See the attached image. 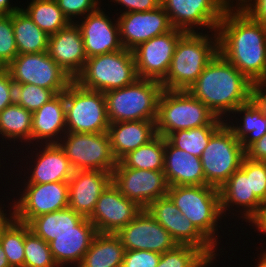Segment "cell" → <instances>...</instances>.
<instances>
[{
	"label": "cell",
	"mask_w": 266,
	"mask_h": 267,
	"mask_svg": "<svg viewBox=\"0 0 266 267\" xmlns=\"http://www.w3.org/2000/svg\"><path fill=\"white\" fill-rule=\"evenodd\" d=\"M218 52L256 86L266 83V26L240 7H229L219 22Z\"/></svg>",
	"instance_id": "obj_1"
},
{
	"label": "cell",
	"mask_w": 266,
	"mask_h": 267,
	"mask_svg": "<svg viewBox=\"0 0 266 267\" xmlns=\"http://www.w3.org/2000/svg\"><path fill=\"white\" fill-rule=\"evenodd\" d=\"M255 86L218 52L187 91L225 121L252 99Z\"/></svg>",
	"instance_id": "obj_2"
},
{
	"label": "cell",
	"mask_w": 266,
	"mask_h": 267,
	"mask_svg": "<svg viewBox=\"0 0 266 267\" xmlns=\"http://www.w3.org/2000/svg\"><path fill=\"white\" fill-rule=\"evenodd\" d=\"M218 53L216 31L186 32L178 40L166 77L165 90H188Z\"/></svg>",
	"instance_id": "obj_3"
},
{
	"label": "cell",
	"mask_w": 266,
	"mask_h": 267,
	"mask_svg": "<svg viewBox=\"0 0 266 267\" xmlns=\"http://www.w3.org/2000/svg\"><path fill=\"white\" fill-rule=\"evenodd\" d=\"M167 196L196 228L220 251L223 250L219 236L226 218L221 212L219 189L210 185L172 186ZM224 221H221V220ZM219 244V245H218ZM219 247V248H218Z\"/></svg>",
	"instance_id": "obj_4"
},
{
	"label": "cell",
	"mask_w": 266,
	"mask_h": 267,
	"mask_svg": "<svg viewBox=\"0 0 266 267\" xmlns=\"http://www.w3.org/2000/svg\"><path fill=\"white\" fill-rule=\"evenodd\" d=\"M160 81L138 78L123 88L104 93L109 123L122 121H156Z\"/></svg>",
	"instance_id": "obj_5"
},
{
	"label": "cell",
	"mask_w": 266,
	"mask_h": 267,
	"mask_svg": "<svg viewBox=\"0 0 266 267\" xmlns=\"http://www.w3.org/2000/svg\"><path fill=\"white\" fill-rule=\"evenodd\" d=\"M138 78L133 53L123 48L87 58L74 81L82 88L105 93L126 87Z\"/></svg>",
	"instance_id": "obj_6"
},
{
	"label": "cell",
	"mask_w": 266,
	"mask_h": 267,
	"mask_svg": "<svg viewBox=\"0 0 266 267\" xmlns=\"http://www.w3.org/2000/svg\"><path fill=\"white\" fill-rule=\"evenodd\" d=\"M216 116L187 90L163 89L156 118V134L167 137L179 130L209 125Z\"/></svg>",
	"instance_id": "obj_7"
},
{
	"label": "cell",
	"mask_w": 266,
	"mask_h": 267,
	"mask_svg": "<svg viewBox=\"0 0 266 267\" xmlns=\"http://www.w3.org/2000/svg\"><path fill=\"white\" fill-rule=\"evenodd\" d=\"M66 129L72 133L108 131L104 93L82 88L73 81L65 91Z\"/></svg>",
	"instance_id": "obj_8"
},
{
	"label": "cell",
	"mask_w": 266,
	"mask_h": 267,
	"mask_svg": "<svg viewBox=\"0 0 266 267\" xmlns=\"http://www.w3.org/2000/svg\"><path fill=\"white\" fill-rule=\"evenodd\" d=\"M245 150L225 122L210 138L200 156L205 185L220 188L240 168Z\"/></svg>",
	"instance_id": "obj_9"
},
{
	"label": "cell",
	"mask_w": 266,
	"mask_h": 267,
	"mask_svg": "<svg viewBox=\"0 0 266 267\" xmlns=\"http://www.w3.org/2000/svg\"><path fill=\"white\" fill-rule=\"evenodd\" d=\"M74 171L99 170L113 172L117 166L109 135L104 133L67 132L59 141Z\"/></svg>",
	"instance_id": "obj_10"
},
{
	"label": "cell",
	"mask_w": 266,
	"mask_h": 267,
	"mask_svg": "<svg viewBox=\"0 0 266 267\" xmlns=\"http://www.w3.org/2000/svg\"><path fill=\"white\" fill-rule=\"evenodd\" d=\"M37 147L40 149H38ZM24 148L26 151H28V149L30 150L28 152L26 151L24 152V149L22 147L21 154L24 155L23 153H25V156H21L20 154V157L22 160L17 159L16 161V159H14L15 160L14 163H15V166H17L19 169L20 167L16 165V163L18 164L19 162L24 161L26 158L27 161L25 160V162L27 166L25 164L24 166L26 167L27 174L24 172V175H23L22 171L14 170L16 172H19L17 173L18 175H15L16 176L15 180H18V179L19 180L21 179L20 181L23 180V182L15 181L16 182L15 184L17 183L46 184V183H52V182H68L69 179L72 177L74 170L69 162V159L66 157L64 150L59 146V144H40V145L34 144V145H29L27 148L26 146H24ZM26 153L28 154L27 156H26ZM20 174H22L23 178L24 177L25 178L24 179L22 177L17 178V176H19Z\"/></svg>",
	"instance_id": "obj_11"
},
{
	"label": "cell",
	"mask_w": 266,
	"mask_h": 267,
	"mask_svg": "<svg viewBox=\"0 0 266 267\" xmlns=\"http://www.w3.org/2000/svg\"><path fill=\"white\" fill-rule=\"evenodd\" d=\"M14 84H33L53 90L56 94L66 91L74 81L48 54H18L7 66Z\"/></svg>",
	"instance_id": "obj_12"
},
{
	"label": "cell",
	"mask_w": 266,
	"mask_h": 267,
	"mask_svg": "<svg viewBox=\"0 0 266 267\" xmlns=\"http://www.w3.org/2000/svg\"><path fill=\"white\" fill-rule=\"evenodd\" d=\"M18 185L22 188L16 189L17 194L15 189L10 191L13 197L18 195L11 203L14 219L21 223L28 224L35 217L68 207V182Z\"/></svg>",
	"instance_id": "obj_13"
},
{
	"label": "cell",
	"mask_w": 266,
	"mask_h": 267,
	"mask_svg": "<svg viewBox=\"0 0 266 267\" xmlns=\"http://www.w3.org/2000/svg\"><path fill=\"white\" fill-rule=\"evenodd\" d=\"M161 6L173 28L185 33L216 31L229 8L223 0H161Z\"/></svg>",
	"instance_id": "obj_14"
},
{
	"label": "cell",
	"mask_w": 266,
	"mask_h": 267,
	"mask_svg": "<svg viewBox=\"0 0 266 267\" xmlns=\"http://www.w3.org/2000/svg\"><path fill=\"white\" fill-rule=\"evenodd\" d=\"M145 209L170 233L178 245H190L199 248L213 262L219 259L220 253L224 252H220L188 218L181 214L168 196L156 199Z\"/></svg>",
	"instance_id": "obj_15"
},
{
	"label": "cell",
	"mask_w": 266,
	"mask_h": 267,
	"mask_svg": "<svg viewBox=\"0 0 266 267\" xmlns=\"http://www.w3.org/2000/svg\"><path fill=\"white\" fill-rule=\"evenodd\" d=\"M112 183L143 209L156 199L167 196L170 187L164 171L127 168L120 161L113 169Z\"/></svg>",
	"instance_id": "obj_16"
},
{
	"label": "cell",
	"mask_w": 266,
	"mask_h": 267,
	"mask_svg": "<svg viewBox=\"0 0 266 267\" xmlns=\"http://www.w3.org/2000/svg\"><path fill=\"white\" fill-rule=\"evenodd\" d=\"M184 33L182 30L173 28L133 49L138 77L161 82L170 68L176 44Z\"/></svg>",
	"instance_id": "obj_17"
},
{
	"label": "cell",
	"mask_w": 266,
	"mask_h": 267,
	"mask_svg": "<svg viewBox=\"0 0 266 267\" xmlns=\"http://www.w3.org/2000/svg\"><path fill=\"white\" fill-rule=\"evenodd\" d=\"M116 235L125 250H147L161 254L177 245L170 233L146 209H142Z\"/></svg>",
	"instance_id": "obj_18"
},
{
	"label": "cell",
	"mask_w": 266,
	"mask_h": 267,
	"mask_svg": "<svg viewBox=\"0 0 266 267\" xmlns=\"http://www.w3.org/2000/svg\"><path fill=\"white\" fill-rule=\"evenodd\" d=\"M135 201L125 197L111 182L97 200L89 221L99 233L116 234L141 211Z\"/></svg>",
	"instance_id": "obj_19"
},
{
	"label": "cell",
	"mask_w": 266,
	"mask_h": 267,
	"mask_svg": "<svg viewBox=\"0 0 266 267\" xmlns=\"http://www.w3.org/2000/svg\"><path fill=\"white\" fill-rule=\"evenodd\" d=\"M117 13L115 14L122 46L130 51L145 41L173 29L169 16L162 6L147 12H127L120 15Z\"/></svg>",
	"instance_id": "obj_20"
},
{
	"label": "cell",
	"mask_w": 266,
	"mask_h": 267,
	"mask_svg": "<svg viewBox=\"0 0 266 267\" xmlns=\"http://www.w3.org/2000/svg\"><path fill=\"white\" fill-rule=\"evenodd\" d=\"M101 7L75 22L81 31L87 58L123 49L117 18L109 17Z\"/></svg>",
	"instance_id": "obj_21"
},
{
	"label": "cell",
	"mask_w": 266,
	"mask_h": 267,
	"mask_svg": "<svg viewBox=\"0 0 266 267\" xmlns=\"http://www.w3.org/2000/svg\"><path fill=\"white\" fill-rule=\"evenodd\" d=\"M219 194L222 215L228 220L227 216L233 218L238 214L237 218L248 224L265 207L254 192H251L250 176H246L240 168L219 188Z\"/></svg>",
	"instance_id": "obj_22"
},
{
	"label": "cell",
	"mask_w": 266,
	"mask_h": 267,
	"mask_svg": "<svg viewBox=\"0 0 266 267\" xmlns=\"http://www.w3.org/2000/svg\"><path fill=\"white\" fill-rule=\"evenodd\" d=\"M112 182V173L99 170H76L68 181V207L89 218L97 200Z\"/></svg>",
	"instance_id": "obj_23"
},
{
	"label": "cell",
	"mask_w": 266,
	"mask_h": 267,
	"mask_svg": "<svg viewBox=\"0 0 266 267\" xmlns=\"http://www.w3.org/2000/svg\"><path fill=\"white\" fill-rule=\"evenodd\" d=\"M47 52L74 80L87 60L81 31L76 23H70L66 28L50 35Z\"/></svg>",
	"instance_id": "obj_24"
},
{
	"label": "cell",
	"mask_w": 266,
	"mask_h": 267,
	"mask_svg": "<svg viewBox=\"0 0 266 267\" xmlns=\"http://www.w3.org/2000/svg\"><path fill=\"white\" fill-rule=\"evenodd\" d=\"M97 233L94 225L85 217L75 230L55 235L49 245L58 267H78Z\"/></svg>",
	"instance_id": "obj_25"
},
{
	"label": "cell",
	"mask_w": 266,
	"mask_h": 267,
	"mask_svg": "<svg viewBox=\"0 0 266 267\" xmlns=\"http://www.w3.org/2000/svg\"><path fill=\"white\" fill-rule=\"evenodd\" d=\"M66 133L64 91L32 113V145L58 144Z\"/></svg>",
	"instance_id": "obj_26"
},
{
	"label": "cell",
	"mask_w": 266,
	"mask_h": 267,
	"mask_svg": "<svg viewBox=\"0 0 266 267\" xmlns=\"http://www.w3.org/2000/svg\"><path fill=\"white\" fill-rule=\"evenodd\" d=\"M164 173L170 187L205 185L201 159L174 147L165 138Z\"/></svg>",
	"instance_id": "obj_27"
},
{
	"label": "cell",
	"mask_w": 266,
	"mask_h": 267,
	"mask_svg": "<svg viewBox=\"0 0 266 267\" xmlns=\"http://www.w3.org/2000/svg\"><path fill=\"white\" fill-rule=\"evenodd\" d=\"M156 121H122L109 124L112 153L120 161L129 152L147 144L156 134Z\"/></svg>",
	"instance_id": "obj_28"
},
{
	"label": "cell",
	"mask_w": 266,
	"mask_h": 267,
	"mask_svg": "<svg viewBox=\"0 0 266 267\" xmlns=\"http://www.w3.org/2000/svg\"><path fill=\"white\" fill-rule=\"evenodd\" d=\"M0 137L2 138L0 141L1 143H5L8 148V146H11V148L14 149L12 146H16L14 150H12L10 153L15 154L21 153L20 147L32 145V112L26 110L21 105H18L16 103H13L9 106H7L2 112H0ZM5 141V142H2ZM21 146L17 148L18 143ZM15 143H17L15 145ZM25 144V145H24ZM23 145V146H22ZM18 149L20 151H18ZM17 152H16V151Z\"/></svg>",
	"instance_id": "obj_29"
},
{
	"label": "cell",
	"mask_w": 266,
	"mask_h": 267,
	"mask_svg": "<svg viewBox=\"0 0 266 267\" xmlns=\"http://www.w3.org/2000/svg\"><path fill=\"white\" fill-rule=\"evenodd\" d=\"M232 114L225 122L232 129L236 138L241 141L244 150L266 134V122L262 109L253 99L240 105Z\"/></svg>",
	"instance_id": "obj_30"
},
{
	"label": "cell",
	"mask_w": 266,
	"mask_h": 267,
	"mask_svg": "<svg viewBox=\"0 0 266 267\" xmlns=\"http://www.w3.org/2000/svg\"><path fill=\"white\" fill-rule=\"evenodd\" d=\"M124 254L116 234L98 232L78 267H121Z\"/></svg>",
	"instance_id": "obj_31"
},
{
	"label": "cell",
	"mask_w": 266,
	"mask_h": 267,
	"mask_svg": "<svg viewBox=\"0 0 266 267\" xmlns=\"http://www.w3.org/2000/svg\"><path fill=\"white\" fill-rule=\"evenodd\" d=\"M12 25L18 54L48 51L50 36L22 8L12 13Z\"/></svg>",
	"instance_id": "obj_32"
},
{
	"label": "cell",
	"mask_w": 266,
	"mask_h": 267,
	"mask_svg": "<svg viewBox=\"0 0 266 267\" xmlns=\"http://www.w3.org/2000/svg\"><path fill=\"white\" fill-rule=\"evenodd\" d=\"M85 217L76 213L70 207L50 212L33 218L29 223L30 230L48 244L55 239V235L64 231H73Z\"/></svg>",
	"instance_id": "obj_33"
},
{
	"label": "cell",
	"mask_w": 266,
	"mask_h": 267,
	"mask_svg": "<svg viewBox=\"0 0 266 267\" xmlns=\"http://www.w3.org/2000/svg\"><path fill=\"white\" fill-rule=\"evenodd\" d=\"M21 8L29 15L32 21L49 36L66 28L71 22L63 14L56 0H30Z\"/></svg>",
	"instance_id": "obj_34"
},
{
	"label": "cell",
	"mask_w": 266,
	"mask_h": 267,
	"mask_svg": "<svg viewBox=\"0 0 266 267\" xmlns=\"http://www.w3.org/2000/svg\"><path fill=\"white\" fill-rule=\"evenodd\" d=\"M165 137L156 135L147 144L129 152L120 162L127 168L140 170H164Z\"/></svg>",
	"instance_id": "obj_35"
},
{
	"label": "cell",
	"mask_w": 266,
	"mask_h": 267,
	"mask_svg": "<svg viewBox=\"0 0 266 267\" xmlns=\"http://www.w3.org/2000/svg\"><path fill=\"white\" fill-rule=\"evenodd\" d=\"M225 123L215 118L209 125L189 130H179L169 134L166 139L176 148L196 157L201 156L212 135Z\"/></svg>",
	"instance_id": "obj_36"
},
{
	"label": "cell",
	"mask_w": 266,
	"mask_h": 267,
	"mask_svg": "<svg viewBox=\"0 0 266 267\" xmlns=\"http://www.w3.org/2000/svg\"><path fill=\"white\" fill-rule=\"evenodd\" d=\"M214 262L199 248L176 245L161 253L157 267H211Z\"/></svg>",
	"instance_id": "obj_37"
},
{
	"label": "cell",
	"mask_w": 266,
	"mask_h": 267,
	"mask_svg": "<svg viewBox=\"0 0 266 267\" xmlns=\"http://www.w3.org/2000/svg\"><path fill=\"white\" fill-rule=\"evenodd\" d=\"M25 223L13 219L2 231L0 244L11 267H24Z\"/></svg>",
	"instance_id": "obj_38"
},
{
	"label": "cell",
	"mask_w": 266,
	"mask_h": 267,
	"mask_svg": "<svg viewBox=\"0 0 266 267\" xmlns=\"http://www.w3.org/2000/svg\"><path fill=\"white\" fill-rule=\"evenodd\" d=\"M24 267H58L50 245L25 224Z\"/></svg>",
	"instance_id": "obj_39"
},
{
	"label": "cell",
	"mask_w": 266,
	"mask_h": 267,
	"mask_svg": "<svg viewBox=\"0 0 266 267\" xmlns=\"http://www.w3.org/2000/svg\"><path fill=\"white\" fill-rule=\"evenodd\" d=\"M57 94L33 84H15L14 103L21 105L32 113L53 99Z\"/></svg>",
	"instance_id": "obj_40"
},
{
	"label": "cell",
	"mask_w": 266,
	"mask_h": 267,
	"mask_svg": "<svg viewBox=\"0 0 266 267\" xmlns=\"http://www.w3.org/2000/svg\"><path fill=\"white\" fill-rule=\"evenodd\" d=\"M240 169L250 176L251 192L266 206V162L244 157Z\"/></svg>",
	"instance_id": "obj_41"
},
{
	"label": "cell",
	"mask_w": 266,
	"mask_h": 267,
	"mask_svg": "<svg viewBox=\"0 0 266 267\" xmlns=\"http://www.w3.org/2000/svg\"><path fill=\"white\" fill-rule=\"evenodd\" d=\"M17 55L12 14L0 16V60L8 66Z\"/></svg>",
	"instance_id": "obj_42"
},
{
	"label": "cell",
	"mask_w": 266,
	"mask_h": 267,
	"mask_svg": "<svg viewBox=\"0 0 266 267\" xmlns=\"http://www.w3.org/2000/svg\"><path fill=\"white\" fill-rule=\"evenodd\" d=\"M63 14L71 23L85 17L87 14L94 12L104 0H56ZM77 19V20H76Z\"/></svg>",
	"instance_id": "obj_43"
},
{
	"label": "cell",
	"mask_w": 266,
	"mask_h": 267,
	"mask_svg": "<svg viewBox=\"0 0 266 267\" xmlns=\"http://www.w3.org/2000/svg\"><path fill=\"white\" fill-rule=\"evenodd\" d=\"M161 254L147 250H125L121 267H157Z\"/></svg>",
	"instance_id": "obj_44"
},
{
	"label": "cell",
	"mask_w": 266,
	"mask_h": 267,
	"mask_svg": "<svg viewBox=\"0 0 266 267\" xmlns=\"http://www.w3.org/2000/svg\"><path fill=\"white\" fill-rule=\"evenodd\" d=\"M110 2L123 7V10L121 7L119 8L121 14L127 12H147L161 6V0H110Z\"/></svg>",
	"instance_id": "obj_45"
},
{
	"label": "cell",
	"mask_w": 266,
	"mask_h": 267,
	"mask_svg": "<svg viewBox=\"0 0 266 267\" xmlns=\"http://www.w3.org/2000/svg\"><path fill=\"white\" fill-rule=\"evenodd\" d=\"M15 84L8 71L0 75V112L14 103Z\"/></svg>",
	"instance_id": "obj_46"
},
{
	"label": "cell",
	"mask_w": 266,
	"mask_h": 267,
	"mask_svg": "<svg viewBox=\"0 0 266 267\" xmlns=\"http://www.w3.org/2000/svg\"><path fill=\"white\" fill-rule=\"evenodd\" d=\"M240 8L255 21L266 24V0H247Z\"/></svg>",
	"instance_id": "obj_47"
},
{
	"label": "cell",
	"mask_w": 266,
	"mask_h": 267,
	"mask_svg": "<svg viewBox=\"0 0 266 267\" xmlns=\"http://www.w3.org/2000/svg\"><path fill=\"white\" fill-rule=\"evenodd\" d=\"M245 157L253 161L266 162V134L245 150Z\"/></svg>",
	"instance_id": "obj_48"
},
{
	"label": "cell",
	"mask_w": 266,
	"mask_h": 267,
	"mask_svg": "<svg viewBox=\"0 0 266 267\" xmlns=\"http://www.w3.org/2000/svg\"><path fill=\"white\" fill-rule=\"evenodd\" d=\"M9 205H10V208H9ZM4 206H5V204H1V202H0V237H1L2 231L14 219V210H13V205H12L11 201L8 204V207H6V208H9L8 210ZM7 212H9V213H7Z\"/></svg>",
	"instance_id": "obj_49"
},
{
	"label": "cell",
	"mask_w": 266,
	"mask_h": 267,
	"mask_svg": "<svg viewBox=\"0 0 266 267\" xmlns=\"http://www.w3.org/2000/svg\"><path fill=\"white\" fill-rule=\"evenodd\" d=\"M248 225L252 226V228H250V229L255 228L254 229L255 232L257 229V233H260V234L262 233V235H264L266 237V206L261 210V212Z\"/></svg>",
	"instance_id": "obj_50"
},
{
	"label": "cell",
	"mask_w": 266,
	"mask_h": 267,
	"mask_svg": "<svg viewBox=\"0 0 266 267\" xmlns=\"http://www.w3.org/2000/svg\"><path fill=\"white\" fill-rule=\"evenodd\" d=\"M252 99L261 107L266 122V88L264 86H255Z\"/></svg>",
	"instance_id": "obj_51"
},
{
	"label": "cell",
	"mask_w": 266,
	"mask_h": 267,
	"mask_svg": "<svg viewBox=\"0 0 266 267\" xmlns=\"http://www.w3.org/2000/svg\"><path fill=\"white\" fill-rule=\"evenodd\" d=\"M13 0H0V16H4L7 14H12L15 11H18L21 5L13 4ZM12 2V3H11ZM13 4V5H11ZM17 5V6H15ZM19 6V7H18Z\"/></svg>",
	"instance_id": "obj_52"
},
{
	"label": "cell",
	"mask_w": 266,
	"mask_h": 267,
	"mask_svg": "<svg viewBox=\"0 0 266 267\" xmlns=\"http://www.w3.org/2000/svg\"><path fill=\"white\" fill-rule=\"evenodd\" d=\"M261 247L262 249L260 250L261 252L257 258L258 262H257V265H255V267H266V247H265V251H263V246Z\"/></svg>",
	"instance_id": "obj_53"
},
{
	"label": "cell",
	"mask_w": 266,
	"mask_h": 267,
	"mask_svg": "<svg viewBox=\"0 0 266 267\" xmlns=\"http://www.w3.org/2000/svg\"><path fill=\"white\" fill-rule=\"evenodd\" d=\"M0 267H11L1 244H0Z\"/></svg>",
	"instance_id": "obj_54"
},
{
	"label": "cell",
	"mask_w": 266,
	"mask_h": 267,
	"mask_svg": "<svg viewBox=\"0 0 266 267\" xmlns=\"http://www.w3.org/2000/svg\"><path fill=\"white\" fill-rule=\"evenodd\" d=\"M229 7H241L247 0H223ZM234 2V3H233ZM236 4V5H235Z\"/></svg>",
	"instance_id": "obj_55"
},
{
	"label": "cell",
	"mask_w": 266,
	"mask_h": 267,
	"mask_svg": "<svg viewBox=\"0 0 266 267\" xmlns=\"http://www.w3.org/2000/svg\"><path fill=\"white\" fill-rule=\"evenodd\" d=\"M7 71V65L0 60V75Z\"/></svg>",
	"instance_id": "obj_56"
},
{
	"label": "cell",
	"mask_w": 266,
	"mask_h": 267,
	"mask_svg": "<svg viewBox=\"0 0 266 267\" xmlns=\"http://www.w3.org/2000/svg\"><path fill=\"white\" fill-rule=\"evenodd\" d=\"M0 144H1L0 147H1V150H2V151H0V152L2 153V154L0 153V154H1V155H0V158H3V159L5 160V158L2 157V155L4 154L3 151H5V149L2 148L3 143H0ZM1 165H2V163H1V159H0V168H1V167H4L3 165H2V166H1Z\"/></svg>",
	"instance_id": "obj_57"
}]
</instances>
